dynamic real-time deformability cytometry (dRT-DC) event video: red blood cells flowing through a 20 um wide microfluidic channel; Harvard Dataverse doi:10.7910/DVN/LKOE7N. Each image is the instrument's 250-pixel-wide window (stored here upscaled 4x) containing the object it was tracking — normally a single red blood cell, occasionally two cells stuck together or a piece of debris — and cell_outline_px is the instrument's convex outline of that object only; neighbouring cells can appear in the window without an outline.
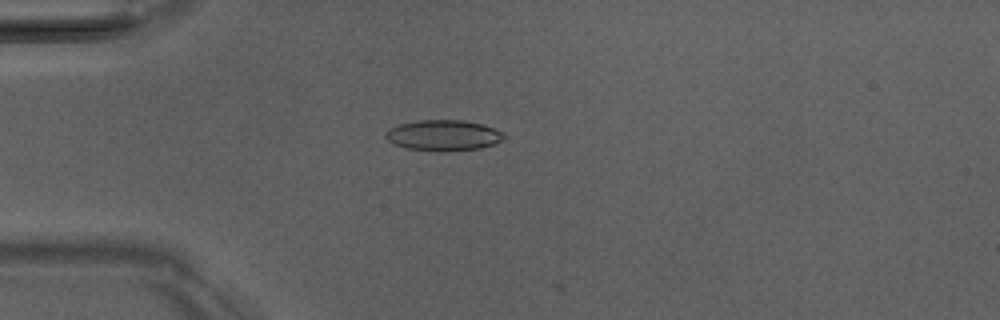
{"species": "Egyptian fruit bat (a non-hibernating species)", "species_latin": "Rousettus aegyptiacus", "temperature_condition": "room temperature", "stored_images_in_passage": 20, "camera_frame_rate_fps": 3000, "um_per_image_px": 0.085, "animal": {"sex": "male"}, "frame": {"image": 1, "passage_image": 14, "time_ms": 4.333, "image_size_px": [1000, 320], "cell_outline_px": [[508, 136], [504, 140], [480, 148], [444, 152], [440, 152], [408, 148], [392, 144], [384, 136], [384, 132], [400, 124], [420, 120], [464, 120], [480, 124], [504, 132]], "centroid_in_image_um": [37.7, 11.51], "position_along_channel_um": 47.3, "area_um2": 21.27}}